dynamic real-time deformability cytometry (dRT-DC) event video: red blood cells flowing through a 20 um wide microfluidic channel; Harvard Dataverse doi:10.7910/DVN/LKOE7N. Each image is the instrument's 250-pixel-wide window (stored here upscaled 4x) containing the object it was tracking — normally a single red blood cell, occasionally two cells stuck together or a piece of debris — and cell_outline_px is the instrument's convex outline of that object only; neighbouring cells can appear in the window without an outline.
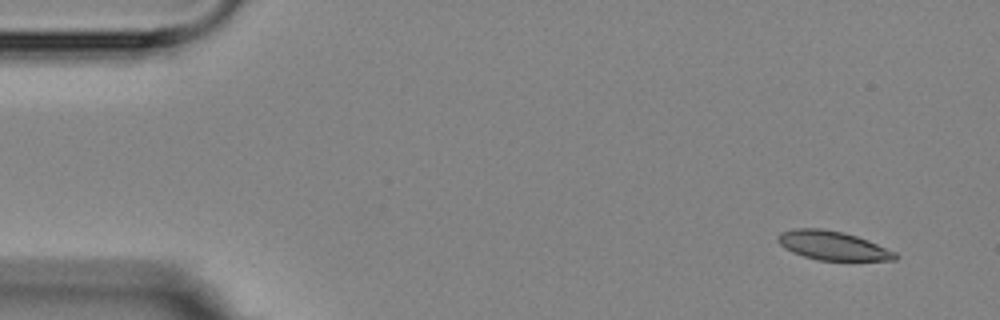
{"species": "Egyptian fruit bat (a non-hibernating species)", "species_latin": "Rousettus aegyptiacus", "temperature_condition": "room temperature", "stored_images_in_passage": 4, "camera_frame_rate_fps": 3000, "um_per_image_px": 0.085, "animal": {"sex": "female"}, "frame": {"image": 1, "passage_image": 1, "time_ms": 0.0, "image_size_px": [1000, 320], "cell_outline_px": [[900, 256], [896, 260], [820, 260], [804, 256], [792, 252], [784, 248], [776, 240], [776, 236], [780, 232], [792, 228], [820, 228], [844, 232], [868, 240], [896, 252]], "centroid_in_image_um": [70.76, 20.86], "position_along_channel_um": 14.2, "area_um2": 19.88}}